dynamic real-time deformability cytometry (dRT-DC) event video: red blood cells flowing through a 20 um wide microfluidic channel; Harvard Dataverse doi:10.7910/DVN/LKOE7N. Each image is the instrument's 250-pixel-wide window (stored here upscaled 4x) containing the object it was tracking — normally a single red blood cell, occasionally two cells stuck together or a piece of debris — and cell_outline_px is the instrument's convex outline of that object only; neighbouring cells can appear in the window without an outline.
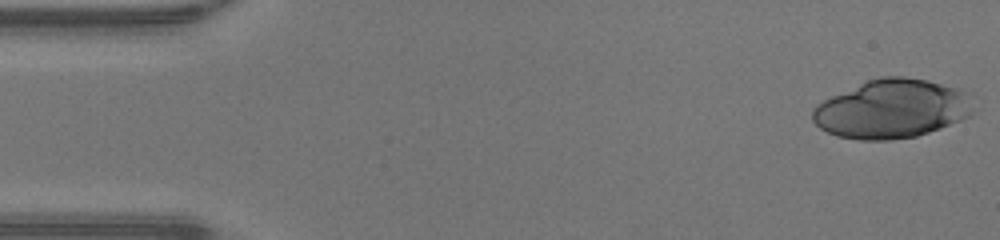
{"species": "human", "species_latin": "Homo sapiens", "temperature_condition": "warm", "stored_images_in_passage": 28, "camera_frame_rate_fps": 3000, "um_per_image_px": 0.085, "donor": {"sex": "male"}, "frame": {"image": 1, "passage_image": 1, "time_ms": 0.0, "image_size_px": [1000, 240], "cell_outline_px": [[972, 112], [968, 116], [960, 120], [928, 132], [916, 136], [888, 140], [860, 140], [836, 136], [820, 128], [812, 120], [812, 112], [816, 104], [832, 96], [868, 80], [880, 76], [904, 76], [928, 80], [956, 88], [964, 92]], "centroid_in_image_um": [75.73, 9.26], "position_along_channel_um": 9.3, "area_um2": 54.33}}
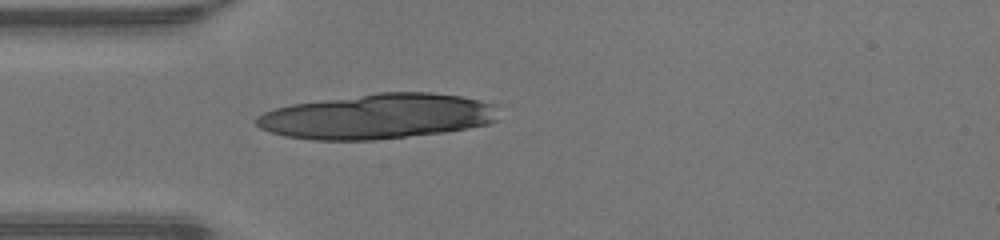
{"frame": {"image": 2, "passage_image": 13, "time_ms": 4.0, "image_size_px": [1000, 240], "cell_outline_px": [[496, 120], [488, 124], [468, 128], [444, 132], [372, 140], [312, 140], [284, 136], [260, 128], [256, 124], [256, 116], [264, 112], [276, 108], [292, 104], [380, 92], [432, 92], [460, 96], [492, 104]], "centroid_in_image_um": [32.03, 9.9], "position_along_channel_um": 53.0, "area_um2": 63.06}}